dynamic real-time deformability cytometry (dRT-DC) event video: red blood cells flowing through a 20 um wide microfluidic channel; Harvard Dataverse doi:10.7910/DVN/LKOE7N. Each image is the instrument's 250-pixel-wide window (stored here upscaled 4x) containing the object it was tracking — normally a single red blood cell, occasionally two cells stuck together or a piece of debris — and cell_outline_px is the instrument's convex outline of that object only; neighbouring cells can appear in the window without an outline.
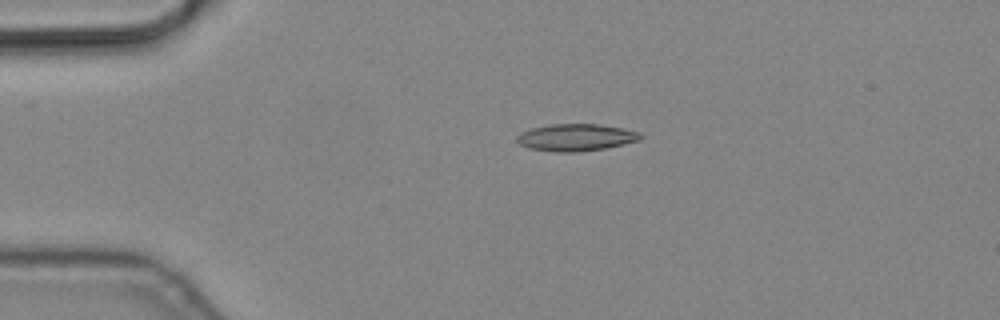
{"species": "common noctule bat (a hibernating species)", "species_latin": "Nyctalus noctula", "temperature_condition": "cold", "stored_images_in_passage": 2, "camera_frame_rate_fps": 3000, "um_per_image_px": 0.085, "animal": {"sex": "male", "body_mass_g": 19.2, "forearm_length_mm": 51.8}, "frame": {"image": 1, "passage_image": 1, "time_ms": 0.0, "image_size_px": [1000, 320], "cell_outline_px": [[644, 136], [640, 140], [604, 148], [576, 152], [556, 152], [528, 148], [520, 144], [516, 140], [516, 136], [520, 132], [532, 128], [552, 124], [596, 124], [624, 128], [640, 132]], "centroid_in_image_um": [48.95, 11.68], "position_along_channel_um": 36.1, "area_um2": 19.48}}